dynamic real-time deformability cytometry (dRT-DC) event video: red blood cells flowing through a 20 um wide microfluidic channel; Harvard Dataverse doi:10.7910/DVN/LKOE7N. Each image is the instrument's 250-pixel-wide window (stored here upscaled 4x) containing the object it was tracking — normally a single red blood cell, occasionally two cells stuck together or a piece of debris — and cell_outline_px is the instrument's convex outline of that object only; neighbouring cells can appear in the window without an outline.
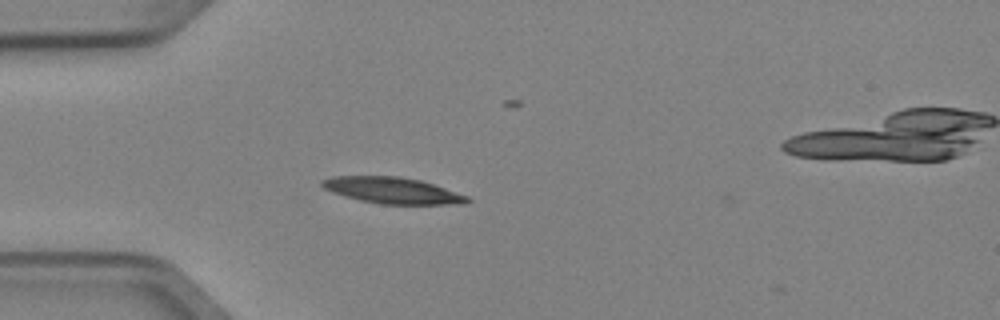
{"species": "Egyptian fruit bat (a non-hibernating species)", "species_latin": "Rousettus aegyptiacus", "temperature_condition": "cold", "stored_images_in_passage": 2, "camera_frame_rate_fps": 3000, "um_per_image_px": 0.085, "animal": {"sex": "female"}, "frame": {"image": 1, "passage_image": 1, "time_ms": 0.0, "image_size_px": [1000, 320], "cell_outline_px": [[472, 200], [464, 204], [380, 204], [360, 200], [332, 192], [324, 188], [320, 184], [320, 180], [332, 176], [400, 176], [420, 180], [468, 196]], "centroid_in_image_um": [33.34, 16.18], "position_along_channel_um": 51.7, "area_um2": 22.14}}